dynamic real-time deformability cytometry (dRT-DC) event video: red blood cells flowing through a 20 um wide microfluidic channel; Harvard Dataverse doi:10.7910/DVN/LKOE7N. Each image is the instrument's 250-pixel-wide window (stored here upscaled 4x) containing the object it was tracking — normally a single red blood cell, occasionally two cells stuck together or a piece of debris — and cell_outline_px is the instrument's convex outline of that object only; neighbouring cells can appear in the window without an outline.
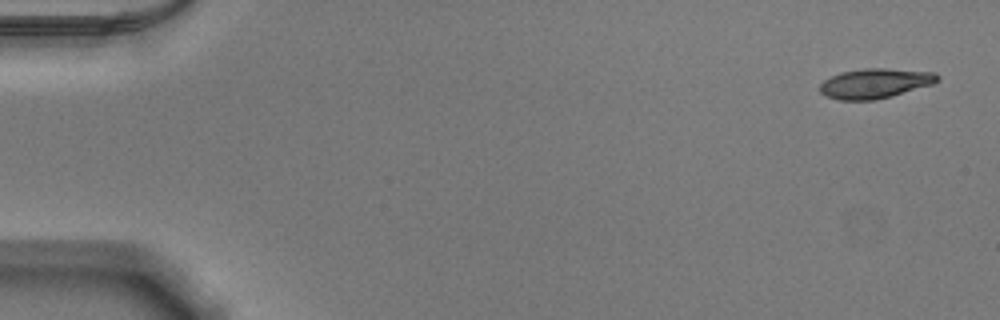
{"species": "Egyptian fruit bat (a non-hibernating species)", "species_latin": "Rousettus aegyptiacus", "temperature_condition": "warm", "stored_images_in_passage": 51, "camera_frame_rate_fps": 3000, "um_per_image_px": 0.085, "animal": {"sex": "male"}, "frame": {"image": 1, "passage_image": 1, "time_ms": 0.0, "image_size_px": [1000, 320], "cell_outline_px": [[940, 80], [932, 84], [892, 96], [876, 100], [840, 100], [824, 96], [820, 92], [820, 84], [824, 80], [840, 72], [864, 68], [888, 68], [936, 72], [940, 76]], "centroid_in_image_um": [74.39, 7.08], "position_along_channel_um": 10.6, "area_um2": 20.63}}
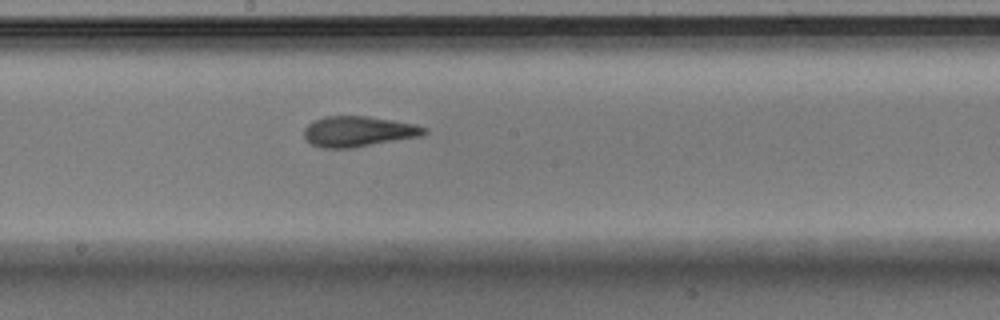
{"frame": {"image": 2, "passage_image": 28, "time_ms": 9.0, "image_size_px": [1000, 320], "cell_outline_px": [[428, 132], [420, 136], [352, 148], [320, 148], [304, 140], [304, 128], [312, 120], [324, 116], [368, 116], [392, 120], [412, 124], [428, 128]], "centroid_in_image_um": [30.4, 11.17], "position_along_channel_um": 217.8, "area_um2": 21.44}}
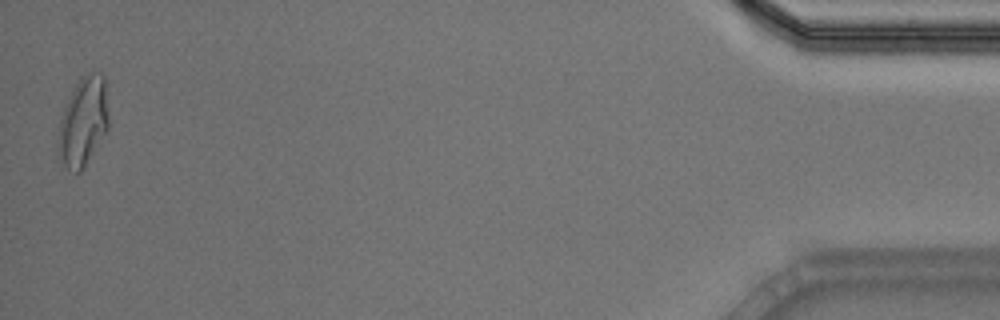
{"frame": {"image": 3, "passage_image": 51, "time_ms": 16.667, "image_size_px": [1000, 320], "cell_outline_px": [[108, 128], [84, 168], [80, 172], [76, 172], [68, 168], [64, 164], [56, 152], [56, 144], [60, 116], [72, 88], [84, 76], [92, 72], [104, 72], [108, 116]], "centroid_in_image_um": [7.04, 10.34], "position_along_channel_um": 428.2, "area_um2": 26.36}, "authors_computed_cell_mechanics": {"area_um2": 21.1548, "velocity_mm_per_s": 3.8687, "shape_relaxation_time_tau1_ms": 6.2588, "shape_relaxation_time_tau2_ms": 1.4624, "deformation_change_tau1": 0.2387, "deformation_change_tau2": 0.095}}